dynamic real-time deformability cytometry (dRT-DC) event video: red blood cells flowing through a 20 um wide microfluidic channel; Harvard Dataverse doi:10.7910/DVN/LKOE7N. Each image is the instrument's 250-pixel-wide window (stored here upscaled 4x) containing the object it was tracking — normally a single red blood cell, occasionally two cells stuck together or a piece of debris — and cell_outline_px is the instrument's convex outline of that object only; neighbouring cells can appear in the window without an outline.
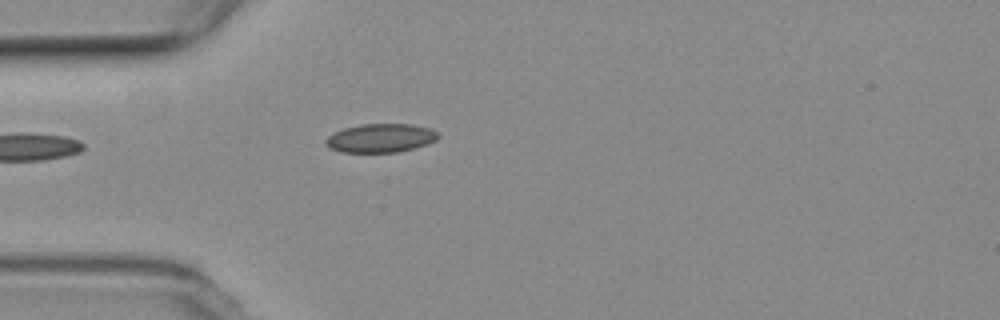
{"species": "common noctule bat (a hibernating species)", "species_latin": "Nyctalus noctula", "temperature_condition": "room temperature", "stored_images_in_passage": 5, "camera_frame_rate_fps": 3000, "um_per_image_px": 0.085, "animal": {"sex": "female", "body_mass_g": 19.3, "forearm_length_mm": 54.1}, "frame": {"image": 1, "passage_image": 5, "time_ms": 4.667, "image_size_px": [1000, 320], "cell_outline_px": [[440, 136], [436, 140], [428, 144], [396, 152], [344, 152], [332, 148], [324, 144], [324, 140], [328, 136], [344, 128], [360, 124], [412, 124], [432, 128]], "centroid_in_image_um": [32.37, 11.72], "position_along_channel_um": 52.6, "area_um2": 18.73}}